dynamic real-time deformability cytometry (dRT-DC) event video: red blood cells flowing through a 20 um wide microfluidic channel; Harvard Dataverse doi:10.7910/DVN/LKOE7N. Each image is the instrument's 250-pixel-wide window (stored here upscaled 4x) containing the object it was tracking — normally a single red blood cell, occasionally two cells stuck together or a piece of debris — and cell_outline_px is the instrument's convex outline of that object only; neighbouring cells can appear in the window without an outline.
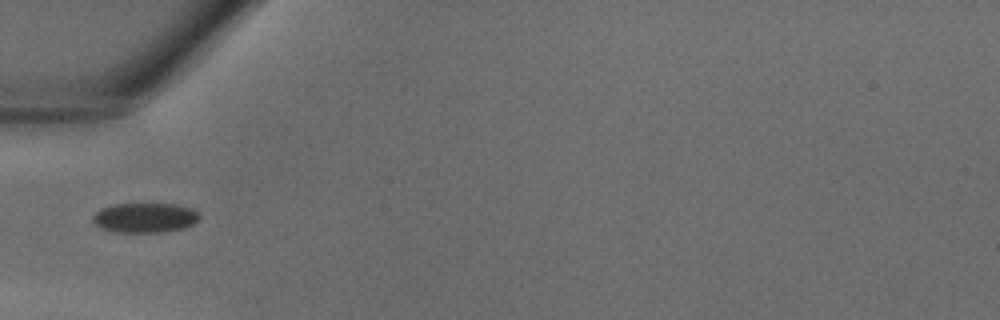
{"species": "common noctule bat (a hibernating species)", "species_latin": "Nyctalus noctula", "temperature_condition": "warm", "stored_images_in_passage": 23, "camera_frame_rate_fps": 3000, "um_per_image_px": 0.085, "animal": {"sex": "male", "body_mass_g": 18.8}, "frame": {"image": 1, "passage_image": 1, "time_ms": 0.0, "image_size_px": [1000, 320], "cell_outline_px": [[200, 216], [192, 224], [184, 228], [160, 232], [116, 232], [100, 228], [92, 220], [92, 216], [100, 208], [112, 204], [176, 204], [192, 208], [200, 212]], "centroid_in_image_um": [12.3, 18.5], "position_along_channel_um": 72.7, "area_um2": 18.55}}
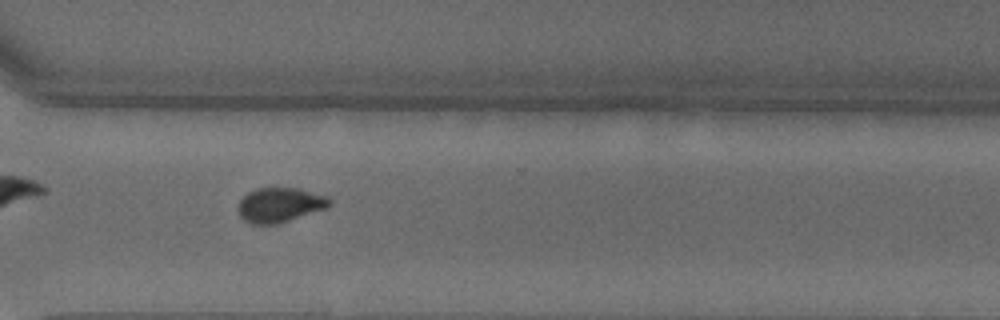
{"frame": {"image": 2, "passage_image": 17, "time_ms": 5.333, "image_size_px": [1000, 320], "cell_outline_px": [[332, 204], [328, 208], [276, 224], [248, 224], [240, 216], [236, 208], [240, 200], [248, 192], [256, 188], [296, 188], [328, 196], [332, 200]], "centroid_in_image_um": [23.78, 17.42], "position_along_channel_um": 346.8, "area_um2": 18.61}}